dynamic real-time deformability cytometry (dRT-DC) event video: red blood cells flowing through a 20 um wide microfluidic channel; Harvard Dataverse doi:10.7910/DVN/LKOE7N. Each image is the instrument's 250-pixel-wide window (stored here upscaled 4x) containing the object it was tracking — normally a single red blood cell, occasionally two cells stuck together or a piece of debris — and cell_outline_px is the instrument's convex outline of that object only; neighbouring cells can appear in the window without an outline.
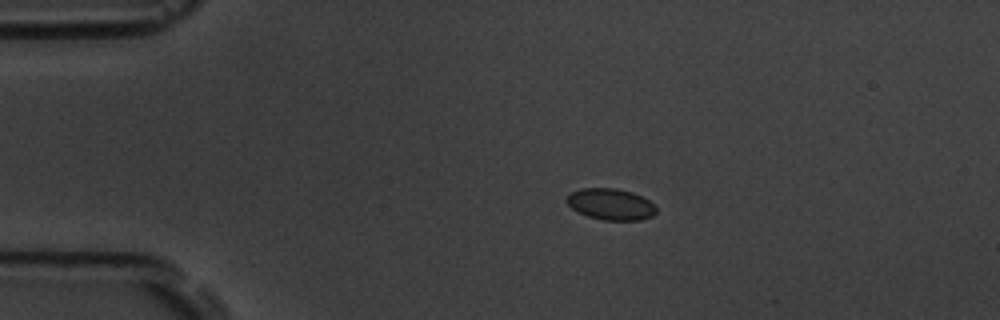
{"species": "common noctule bat (a hibernating species)", "species_latin": "Nyctalus noctula", "temperature_condition": "room temperature", "stored_images_in_passage": 5, "camera_frame_rate_fps": 3000, "um_per_image_px": 0.085, "animal": {"sex": "male", "body_mass_g": 19.5, "forearm_length_mm": 54.6}, "frame": {"image": 1, "passage_image": 3, "time_ms": 2.333, "image_size_px": [1000, 320], "cell_outline_px": [[656, 212], [652, 216], [640, 220], [604, 220], [588, 216], [572, 208], [564, 200], [564, 196], [568, 192], [580, 188], [616, 188], [632, 192], [648, 200], [656, 208]], "centroid_in_image_um": [51.85, 17.34], "position_along_channel_um": 33.1, "area_um2": 16.42}}